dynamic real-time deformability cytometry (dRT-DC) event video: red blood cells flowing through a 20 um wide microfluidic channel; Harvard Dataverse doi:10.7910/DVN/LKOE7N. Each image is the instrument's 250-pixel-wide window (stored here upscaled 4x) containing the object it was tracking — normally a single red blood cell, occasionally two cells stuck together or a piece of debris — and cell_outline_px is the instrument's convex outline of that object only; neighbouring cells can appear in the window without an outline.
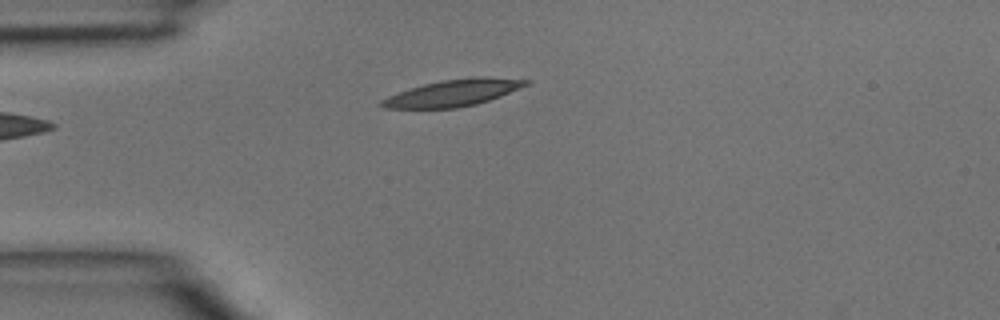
{"species": "common noctule bat (a hibernating species)", "species_latin": "Nyctalus noctula", "temperature_condition": "room temperature", "stored_images_in_passage": 3, "camera_frame_rate_fps": 3000, "um_per_image_px": 0.085, "animal": {"sex": "male", "body_mass_g": 15.6}, "frame": {"image": 1, "passage_image": 3, "time_ms": 0.667, "image_size_px": [1000, 320], "cell_outline_px": [[532, 80], [528, 84], [520, 88], [500, 96], [476, 104], [456, 108], [384, 108], [376, 104], [380, 100], [388, 96], [424, 84], [440, 80], [476, 76], [484, 76]], "centroid_in_image_um": [38.52, 7.89], "position_along_channel_um": 46.5, "area_um2": 22.37}}